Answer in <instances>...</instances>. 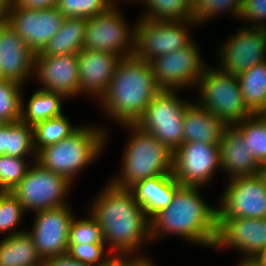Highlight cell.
I'll use <instances>...</instances> for the list:
<instances>
[{
  "label": "cell",
  "mask_w": 266,
  "mask_h": 266,
  "mask_svg": "<svg viewBox=\"0 0 266 266\" xmlns=\"http://www.w3.org/2000/svg\"><path fill=\"white\" fill-rule=\"evenodd\" d=\"M89 202L84 209L100 225L105 246L112 255L152 259L148 252L145 254L146 245L148 248L152 245L151 222L130 189L107 180Z\"/></svg>",
  "instance_id": "cell-1"
},
{
  "label": "cell",
  "mask_w": 266,
  "mask_h": 266,
  "mask_svg": "<svg viewBox=\"0 0 266 266\" xmlns=\"http://www.w3.org/2000/svg\"><path fill=\"white\" fill-rule=\"evenodd\" d=\"M201 190L205 188L183 185L176 190L168 207L150 220L152 244L176 237L194 247L213 248L217 203L209 204Z\"/></svg>",
  "instance_id": "cell-2"
},
{
  "label": "cell",
  "mask_w": 266,
  "mask_h": 266,
  "mask_svg": "<svg viewBox=\"0 0 266 266\" xmlns=\"http://www.w3.org/2000/svg\"><path fill=\"white\" fill-rule=\"evenodd\" d=\"M161 90L149 62L132 55L117 64L106 93L95 105L112 125H134Z\"/></svg>",
  "instance_id": "cell-3"
},
{
  "label": "cell",
  "mask_w": 266,
  "mask_h": 266,
  "mask_svg": "<svg viewBox=\"0 0 266 266\" xmlns=\"http://www.w3.org/2000/svg\"><path fill=\"white\" fill-rule=\"evenodd\" d=\"M109 125L82 122L70 136L40 149L36 153V162L75 184L84 169L100 160L105 151L107 153V145L111 144L108 143L111 140L109 135H112Z\"/></svg>",
  "instance_id": "cell-4"
},
{
  "label": "cell",
  "mask_w": 266,
  "mask_h": 266,
  "mask_svg": "<svg viewBox=\"0 0 266 266\" xmlns=\"http://www.w3.org/2000/svg\"><path fill=\"white\" fill-rule=\"evenodd\" d=\"M119 127L128 136L121 152L120 168L108 178L111 183L129 189L141 180L172 173L174 152L168 146L136 125Z\"/></svg>",
  "instance_id": "cell-5"
},
{
  "label": "cell",
  "mask_w": 266,
  "mask_h": 266,
  "mask_svg": "<svg viewBox=\"0 0 266 266\" xmlns=\"http://www.w3.org/2000/svg\"><path fill=\"white\" fill-rule=\"evenodd\" d=\"M195 90L194 100L227 125L254 114L244 102L238 76L221 71L215 64L205 68Z\"/></svg>",
  "instance_id": "cell-6"
},
{
  "label": "cell",
  "mask_w": 266,
  "mask_h": 266,
  "mask_svg": "<svg viewBox=\"0 0 266 266\" xmlns=\"http://www.w3.org/2000/svg\"><path fill=\"white\" fill-rule=\"evenodd\" d=\"M122 2H116L107 11L87 18L82 49L105 51L118 56L135 54L136 25L125 17Z\"/></svg>",
  "instance_id": "cell-7"
},
{
  "label": "cell",
  "mask_w": 266,
  "mask_h": 266,
  "mask_svg": "<svg viewBox=\"0 0 266 266\" xmlns=\"http://www.w3.org/2000/svg\"><path fill=\"white\" fill-rule=\"evenodd\" d=\"M180 91V92H179ZM181 90L162 89L148 104L134 124L153 135L173 152L183 143V119L187 103Z\"/></svg>",
  "instance_id": "cell-8"
},
{
  "label": "cell",
  "mask_w": 266,
  "mask_h": 266,
  "mask_svg": "<svg viewBox=\"0 0 266 266\" xmlns=\"http://www.w3.org/2000/svg\"><path fill=\"white\" fill-rule=\"evenodd\" d=\"M75 185L65 176L56 174L34 161L24 178L10 192L22 204L25 212L61 207L69 203Z\"/></svg>",
  "instance_id": "cell-9"
},
{
  "label": "cell",
  "mask_w": 266,
  "mask_h": 266,
  "mask_svg": "<svg viewBox=\"0 0 266 266\" xmlns=\"http://www.w3.org/2000/svg\"><path fill=\"white\" fill-rule=\"evenodd\" d=\"M198 44V45H197ZM199 43L187 46L149 61L155 80L161 89L195 91V87L209 65L203 58ZM193 89V90H192Z\"/></svg>",
  "instance_id": "cell-10"
},
{
  "label": "cell",
  "mask_w": 266,
  "mask_h": 266,
  "mask_svg": "<svg viewBox=\"0 0 266 266\" xmlns=\"http://www.w3.org/2000/svg\"><path fill=\"white\" fill-rule=\"evenodd\" d=\"M135 56L149 62L160 55L181 49L193 40V20L156 21L137 17Z\"/></svg>",
  "instance_id": "cell-11"
},
{
  "label": "cell",
  "mask_w": 266,
  "mask_h": 266,
  "mask_svg": "<svg viewBox=\"0 0 266 266\" xmlns=\"http://www.w3.org/2000/svg\"><path fill=\"white\" fill-rule=\"evenodd\" d=\"M217 46L212 57L221 71L239 75L266 61V28L238 26Z\"/></svg>",
  "instance_id": "cell-12"
},
{
  "label": "cell",
  "mask_w": 266,
  "mask_h": 266,
  "mask_svg": "<svg viewBox=\"0 0 266 266\" xmlns=\"http://www.w3.org/2000/svg\"><path fill=\"white\" fill-rule=\"evenodd\" d=\"M217 203V218H266V183L262 175L225 179Z\"/></svg>",
  "instance_id": "cell-13"
},
{
  "label": "cell",
  "mask_w": 266,
  "mask_h": 266,
  "mask_svg": "<svg viewBox=\"0 0 266 266\" xmlns=\"http://www.w3.org/2000/svg\"><path fill=\"white\" fill-rule=\"evenodd\" d=\"M221 171L220 145L183 142L174 151L172 174L180 185L212 186Z\"/></svg>",
  "instance_id": "cell-14"
},
{
  "label": "cell",
  "mask_w": 266,
  "mask_h": 266,
  "mask_svg": "<svg viewBox=\"0 0 266 266\" xmlns=\"http://www.w3.org/2000/svg\"><path fill=\"white\" fill-rule=\"evenodd\" d=\"M65 18L56 6L27 9L10 2L6 9V24L35 54L43 51L60 29Z\"/></svg>",
  "instance_id": "cell-15"
},
{
  "label": "cell",
  "mask_w": 266,
  "mask_h": 266,
  "mask_svg": "<svg viewBox=\"0 0 266 266\" xmlns=\"http://www.w3.org/2000/svg\"><path fill=\"white\" fill-rule=\"evenodd\" d=\"M75 215L70 204L31 213L32 225L26 232L44 262L67 254L69 228Z\"/></svg>",
  "instance_id": "cell-16"
},
{
  "label": "cell",
  "mask_w": 266,
  "mask_h": 266,
  "mask_svg": "<svg viewBox=\"0 0 266 266\" xmlns=\"http://www.w3.org/2000/svg\"><path fill=\"white\" fill-rule=\"evenodd\" d=\"M266 247V218H217L212 250L240 253L237 261L251 260Z\"/></svg>",
  "instance_id": "cell-17"
},
{
  "label": "cell",
  "mask_w": 266,
  "mask_h": 266,
  "mask_svg": "<svg viewBox=\"0 0 266 266\" xmlns=\"http://www.w3.org/2000/svg\"><path fill=\"white\" fill-rule=\"evenodd\" d=\"M33 80L38 89L61 94L67 101L80 98L77 54L35 57Z\"/></svg>",
  "instance_id": "cell-18"
},
{
  "label": "cell",
  "mask_w": 266,
  "mask_h": 266,
  "mask_svg": "<svg viewBox=\"0 0 266 266\" xmlns=\"http://www.w3.org/2000/svg\"><path fill=\"white\" fill-rule=\"evenodd\" d=\"M77 58L80 98L84 96L98 102L106 93L122 57L105 51L81 49Z\"/></svg>",
  "instance_id": "cell-19"
},
{
  "label": "cell",
  "mask_w": 266,
  "mask_h": 266,
  "mask_svg": "<svg viewBox=\"0 0 266 266\" xmlns=\"http://www.w3.org/2000/svg\"><path fill=\"white\" fill-rule=\"evenodd\" d=\"M0 52V79L28 86L34 78L35 53L6 23L0 25Z\"/></svg>",
  "instance_id": "cell-20"
},
{
  "label": "cell",
  "mask_w": 266,
  "mask_h": 266,
  "mask_svg": "<svg viewBox=\"0 0 266 266\" xmlns=\"http://www.w3.org/2000/svg\"><path fill=\"white\" fill-rule=\"evenodd\" d=\"M220 167L224 180L235 177L251 176L260 173L261 165L249 152L247 144L235 125H228L220 142Z\"/></svg>",
  "instance_id": "cell-21"
},
{
  "label": "cell",
  "mask_w": 266,
  "mask_h": 266,
  "mask_svg": "<svg viewBox=\"0 0 266 266\" xmlns=\"http://www.w3.org/2000/svg\"><path fill=\"white\" fill-rule=\"evenodd\" d=\"M227 126L223 120L191 99L186 105L183 119V142L220 145Z\"/></svg>",
  "instance_id": "cell-22"
},
{
  "label": "cell",
  "mask_w": 266,
  "mask_h": 266,
  "mask_svg": "<svg viewBox=\"0 0 266 266\" xmlns=\"http://www.w3.org/2000/svg\"><path fill=\"white\" fill-rule=\"evenodd\" d=\"M180 186L171 173L141 180L129 189L151 220L158 212L168 207Z\"/></svg>",
  "instance_id": "cell-23"
},
{
  "label": "cell",
  "mask_w": 266,
  "mask_h": 266,
  "mask_svg": "<svg viewBox=\"0 0 266 266\" xmlns=\"http://www.w3.org/2000/svg\"><path fill=\"white\" fill-rule=\"evenodd\" d=\"M87 18L66 17L57 33L47 46L35 57H52L65 54H77L83 46Z\"/></svg>",
  "instance_id": "cell-24"
},
{
  "label": "cell",
  "mask_w": 266,
  "mask_h": 266,
  "mask_svg": "<svg viewBox=\"0 0 266 266\" xmlns=\"http://www.w3.org/2000/svg\"><path fill=\"white\" fill-rule=\"evenodd\" d=\"M24 95L22 94L20 120L28 125L34 126L40 121L51 119L64 113V101L66 99L61 94L35 87L28 100Z\"/></svg>",
  "instance_id": "cell-25"
},
{
  "label": "cell",
  "mask_w": 266,
  "mask_h": 266,
  "mask_svg": "<svg viewBox=\"0 0 266 266\" xmlns=\"http://www.w3.org/2000/svg\"><path fill=\"white\" fill-rule=\"evenodd\" d=\"M0 266H44L30 235L24 231L0 237Z\"/></svg>",
  "instance_id": "cell-26"
},
{
  "label": "cell",
  "mask_w": 266,
  "mask_h": 266,
  "mask_svg": "<svg viewBox=\"0 0 266 266\" xmlns=\"http://www.w3.org/2000/svg\"><path fill=\"white\" fill-rule=\"evenodd\" d=\"M141 9L139 18L156 21L193 20V0H135ZM143 11V12H142Z\"/></svg>",
  "instance_id": "cell-27"
},
{
  "label": "cell",
  "mask_w": 266,
  "mask_h": 266,
  "mask_svg": "<svg viewBox=\"0 0 266 266\" xmlns=\"http://www.w3.org/2000/svg\"><path fill=\"white\" fill-rule=\"evenodd\" d=\"M238 81L246 106L260 114L266 108V61L239 74Z\"/></svg>",
  "instance_id": "cell-28"
},
{
  "label": "cell",
  "mask_w": 266,
  "mask_h": 266,
  "mask_svg": "<svg viewBox=\"0 0 266 266\" xmlns=\"http://www.w3.org/2000/svg\"><path fill=\"white\" fill-rule=\"evenodd\" d=\"M66 113L40 121L33 126L34 149L36 153L49 145L56 144L70 136L81 124H72Z\"/></svg>",
  "instance_id": "cell-29"
},
{
  "label": "cell",
  "mask_w": 266,
  "mask_h": 266,
  "mask_svg": "<svg viewBox=\"0 0 266 266\" xmlns=\"http://www.w3.org/2000/svg\"><path fill=\"white\" fill-rule=\"evenodd\" d=\"M234 125L256 161L261 166L266 164V119L261 113L252 114Z\"/></svg>",
  "instance_id": "cell-30"
},
{
  "label": "cell",
  "mask_w": 266,
  "mask_h": 266,
  "mask_svg": "<svg viewBox=\"0 0 266 266\" xmlns=\"http://www.w3.org/2000/svg\"><path fill=\"white\" fill-rule=\"evenodd\" d=\"M242 3L243 0H193V21L199 28L225 15L238 20Z\"/></svg>",
  "instance_id": "cell-31"
},
{
  "label": "cell",
  "mask_w": 266,
  "mask_h": 266,
  "mask_svg": "<svg viewBox=\"0 0 266 266\" xmlns=\"http://www.w3.org/2000/svg\"><path fill=\"white\" fill-rule=\"evenodd\" d=\"M6 155L19 158H36L33 126L21 120L6 123Z\"/></svg>",
  "instance_id": "cell-32"
},
{
  "label": "cell",
  "mask_w": 266,
  "mask_h": 266,
  "mask_svg": "<svg viewBox=\"0 0 266 266\" xmlns=\"http://www.w3.org/2000/svg\"><path fill=\"white\" fill-rule=\"evenodd\" d=\"M25 212L22 204L10 192H0V235L1 238L26 231ZM21 226V227H20ZM25 228H24V227Z\"/></svg>",
  "instance_id": "cell-33"
},
{
  "label": "cell",
  "mask_w": 266,
  "mask_h": 266,
  "mask_svg": "<svg viewBox=\"0 0 266 266\" xmlns=\"http://www.w3.org/2000/svg\"><path fill=\"white\" fill-rule=\"evenodd\" d=\"M26 87L18 82L0 79V123L21 119L22 94Z\"/></svg>",
  "instance_id": "cell-34"
},
{
  "label": "cell",
  "mask_w": 266,
  "mask_h": 266,
  "mask_svg": "<svg viewBox=\"0 0 266 266\" xmlns=\"http://www.w3.org/2000/svg\"><path fill=\"white\" fill-rule=\"evenodd\" d=\"M85 211V217L78 218L76 214L72 219L68 244H105L100 225L88 210Z\"/></svg>",
  "instance_id": "cell-35"
},
{
  "label": "cell",
  "mask_w": 266,
  "mask_h": 266,
  "mask_svg": "<svg viewBox=\"0 0 266 266\" xmlns=\"http://www.w3.org/2000/svg\"><path fill=\"white\" fill-rule=\"evenodd\" d=\"M34 161L36 158L0 155V192H11Z\"/></svg>",
  "instance_id": "cell-36"
},
{
  "label": "cell",
  "mask_w": 266,
  "mask_h": 266,
  "mask_svg": "<svg viewBox=\"0 0 266 266\" xmlns=\"http://www.w3.org/2000/svg\"><path fill=\"white\" fill-rule=\"evenodd\" d=\"M115 3V0H57L56 7L65 17L92 18Z\"/></svg>",
  "instance_id": "cell-37"
},
{
  "label": "cell",
  "mask_w": 266,
  "mask_h": 266,
  "mask_svg": "<svg viewBox=\"0 0 266 266\" xmlns=\"http://www.w3.org/2000/svg\"><path fill=\"white\" fill-rule=\"evenodd\" d=\"M67 254L74 260L92 266L103 265L112 255L105 244H68Z\"/></svg>",
  "instance_id": "cell-38"
},
{
  "label": "cell",
  "mask_w": 266,
  "mask_h": 266,
  "mask_svg": "<svg viewBox=\"0 0 266 266\" xmlns=\"http://www.w3.org/2000/svg\"><path fill=\"white\" fill-rule=\"evenodd\" d=\"M238 24L266 28V0H243Z\"/></svg>",
  "instance_id": "cell-39"
},
{
  "label": "cell",
  "mask_w": 266,
  "mask_h": 266,
  "mask_svg": "<svg viewBox=\"0 0 266 266\" xmlns=\"http://www.w3.org/2000/svg\"><path fill=\"white\" fill-rule=\"evenodd\" d=\"M148 259L131 255H111L101 266H142Z\"/></svg>",
  "instance_id": "cell-40"
},
{
  "label": "cell",
  "mask_w": 266,
  "mask_h": 266,
  "mask_svg": "<svg viewBox=\"0 0 266 266\" xmlns=\"http://www.w3.org/2000/svg\"><path fill=\"white\" fill-rule=\"evenodd\" d=\"M17 6L27 9H45L55 7L57 0H14Z\"/></svg>",
  "instance_id": "cell-41"
},
{
  "label": "cell",
  "mask_w": 266,
  "mask_h": 266,
  "mask_svg": "<svg viewBox=\"0 0 266 266\" xmlns=\"http://www.w3.org/2000/svg\"><path fill=\"white\" fill-rule=\"evenodd\" d=\"M44 266H92L83 264L71 258L68 254L50 258L44 262Z\"/></svg>",
  "instance_id": "cell-42"
},
{
  "label": "cell",
  "mask_w": 266,
  "mask_h": 266,
  "mask_svg": "<svg viewBox=\"0 0 266 266\" xmlns=\"http://www.w3.org/2000/svg\"><path fill=\"white\" fill-rule=\"evenodd\" d=\"M0 155H6V123H0Z\"/></svg>",
  "instance_id": "cell-43"
},
{
  "label": "cell",
  "mask_w": 266,
  "mask_h": 266,
  "mask_svg": "<svg viewBox=\"0 0 266 266\" xmlns=\"http://www.w3.org/2000/svg\"><path fill=\"white\" fill-rule=\"evenodd\" d=\"M257 266H266V247L251 259Z\"/></svg>",
  "instance_id": "cell-44"
},
{
  "label": "cell",
  "mask_w": 266,
  "mask_h": 266,
  "mask_svg": "<svg viewBox=\"0 0 266 266\" xmlns=\"http://www.w3.org/2000/svg\"><path fill=\"white\" fill-rule=\"evenodd\" d=\"M8 3L5 0H0V25L6 23V9Z\"/></svg>",
  "instance_id": "cell-45"
},
{
  "label": "cell",
  "mask_w": 266,
  "mask_h": 266,
  "mask_svg": "<svg viewBox=\"0 0 266 266\" xmlns=\"http://www.w3.org/2000/svg\"><path fill=\"white\" fill-rule=\"evenodd\" d=\"M235 266H257L255 263H253L251 260H243L235 262Z\"/></svg>",
  "instance_id": "cell-46"
},
{
  "label": "cell",
  "mask_w": 266,
  "mask_h": 266,
  "mask_svg": "<svg viewBox=\"0 0 266 266\" xmlns=\"http://www.w3.org/2000/svg\"><path fill=\"white\" fill-rule=\"evenodd\" d=\"M260 174L262 175L263 179L265 180L266 183V164L261 166Z\"/></svg>",
  "instance_id": "cell-47"
},
{
  "label": "cell",
  "mask_w": 266,
  "mask_h": 266,
  "mask_svg": "<svg viewBox=\"0 0 266 266\" xmlns=\"http://www.w3.org/2000/svg\"><path fill=\"white\" fill-rule=\"evenodd\" d=\"M142 266H157L153 259H148Z\"/></svg>",
  "instance_id": "cell-48"
},
{
  "label": "cell",
  "mask_w": 266,
  "mask_h": 266,
  "mask_svg": "<svg viewBox=\"0 0 266 266\" xmlns=\"http://www.w3.org/2000/svg\"><path fill=\"white\" fill-rule=\"evenodd\" d=\"M135 0H115V2H122L124 3V5L126 4H131L134 2Z\"/></svg>",
  "instance_id": "cell-49"
},
{
  "label": "cell",
  "mask_w": 266,
  "mask_h": 266,
  "mask_svg": "<svg viewBox=\"0 0 266 266\" xmlns=\"http://www.w3.org/2000/svg\"><path fill=\"white\" fill-rule=\"evenodd\" d=\"M261 115L266 119V108L261 112Z\"/></svg>",
  "instance_id": "cell-50"
},
{
  "label": "cell",
  "mask_w": 266,
  "mask_h": 266,
  "mask_svg": "<svg viewBox=\"0 0 266 266\" xmlns=\"http://www.w3.org/2000/svg\"><path fill=\"white\" fill-rule=\"evenodd\" d=\"M7 3L13 2L14 0H5Z\"/></svg>",
  "instance_id": "cell-51"
},
{
  "label": "cell",
  "mask_w": 266,
  "mask_h": 266,
  "mask_svg": "<svg viewBox=\"0 0 266 266\" xmlns=\"http://www.w3.org/2000/svg\"><path fill=\"white\" fill-rule=\"evenodd\" d=\"M1 61H2V57H1V52H0V66H1Z\"/></svg>",
  "instance_id": "cell-52"
}]
</instances>
